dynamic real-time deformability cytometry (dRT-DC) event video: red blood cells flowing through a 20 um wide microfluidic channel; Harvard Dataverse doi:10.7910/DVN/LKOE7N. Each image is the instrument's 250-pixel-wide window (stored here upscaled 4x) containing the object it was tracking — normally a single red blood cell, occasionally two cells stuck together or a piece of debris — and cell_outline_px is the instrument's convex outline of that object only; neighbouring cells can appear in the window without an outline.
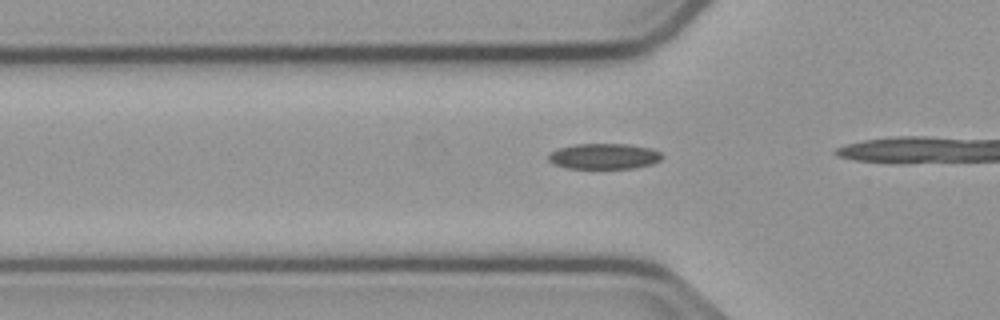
{"species": "common noctule bat (a hibernating species)", "species_latin": "Nyctalus noctula", "temperature_condition": "cold", "stored_images_in_passage": 5, "camera_frame_rate_fps": 3000, "um_per_image_px": 0.085, "animal": {"sex": "male", "body_mass_g": 23.1, "forearm_length_mm": 52.7}, "frame": {"image": 1, "passage_image": 2, "time_ms": 0.333, "image_size_px": [1000, 320], "cell_outline_px": [[664, 156], [660, 160], [652, 164], [632, 168], [564, 168], [552, 164], [548, 160], [548, 156], [552, 152], [560, 148], [576, 144], [628, 144], [652, 148], [660, 152]], "centroid_in_image_um": [51.36, 13.28], "position_along_channel_um": 74.4, "area_um2": 16.99}}